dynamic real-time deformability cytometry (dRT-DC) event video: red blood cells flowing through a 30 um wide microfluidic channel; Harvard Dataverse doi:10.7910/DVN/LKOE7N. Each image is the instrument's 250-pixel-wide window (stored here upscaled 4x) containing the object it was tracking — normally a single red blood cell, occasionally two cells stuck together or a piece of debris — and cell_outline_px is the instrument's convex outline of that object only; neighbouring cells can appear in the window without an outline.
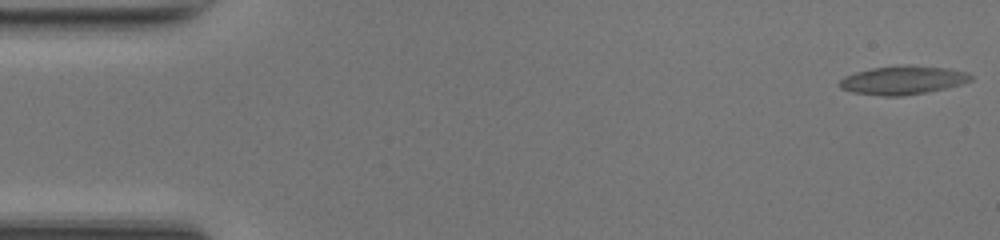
{"species": "common noctule bat (a hibernating species)", "species_latin": "Nyctalus noctula", "temperature_condition": "room temperature", "stored_images_in_passage": 49, "camera_frame_rate_fps": 3000, "um_per_image_px": 0.085, "animal": {"sex": "female", "body_mass_g": 17.0, "forearm_length_mm": 48.0}, "frame": {"image": 1, "passage_image": 1, "time_ms": 0.0, "image_size_px": [1000, 240], "cell_outline_px": [[972, 80], [960, 84], [944, 88], [924, 92], [900, 96], [884, 96], [852, 92], [840, 88], [836, 84], [844, 76], [856, 72], [872, 68], [948, 68], [968, 72], [972, 76]], "centroid_in_image_um": [76.68, 6.86], "position_along_channel_um": 8.3, "area_um2": 20.75}}
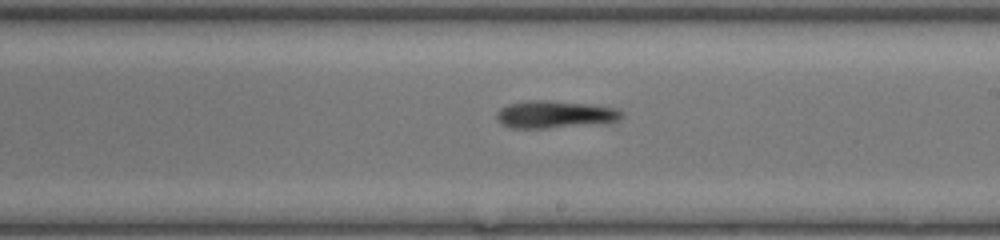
{"frame": {"image": 2, "passage_image": 28, "time_ms": 9.0, "image_size_px": [1000, 240], "cell_outline_px": [[624, 116], [616, 120], [544, 128], [512, 128], [500, 124], [496, 120], [496, 112], [500, 108], [508, 104], [528, 100], [548, 100], [588, 104], [612, 108], [620, 112]], "centroid_in_image_um": [46.99, 9.71], "position_along_channel_um": 242.0, "area_um2": 19.36}}
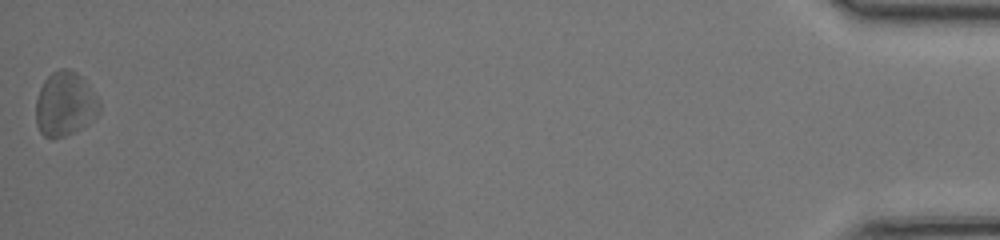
{"frame": {"image": 3, "passage_image": 49, "time_ms": 16.0, "image_size_px": [1000, 240], "cell_outline_px": [[100, 112], [88, 124], [64, 136], [44, 136], [40, 132], [36, 124], [36, 100], [40, 88], [44, 80], [52, 72], [60, 68], [68, 68], [76, 72], [84, 80], [100, 104]], "centroid_in_image_um": [5.5, 8.82], "position_along_channel_um": 429.7, "area_um2": 23.41}, "authors_computed_cell_mechanics": {"area_um2": 20.0566, "velocity_mm_per_s": 4.196, "shape_relaxation_time_tau1_ms": 3.5323, "shape_relaxation_time_tau2_ms": null, "deformation_change_tau1": 0.1194, "deformation_change_tau2": null}}